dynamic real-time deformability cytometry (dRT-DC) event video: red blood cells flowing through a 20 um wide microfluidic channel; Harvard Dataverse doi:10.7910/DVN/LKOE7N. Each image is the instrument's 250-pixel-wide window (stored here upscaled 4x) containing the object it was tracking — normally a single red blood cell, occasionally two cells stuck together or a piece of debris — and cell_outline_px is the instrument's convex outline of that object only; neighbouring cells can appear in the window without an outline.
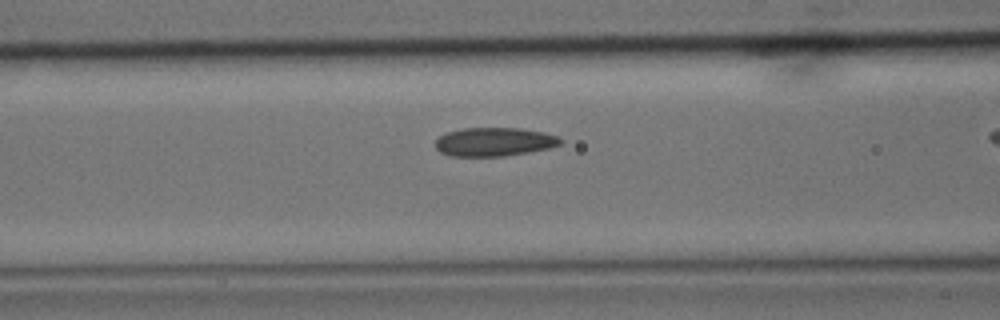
{"species": "common noctule bat (a hibernating species)", "species_latin": "Nyctalus noctula", "temperature_condition": "cold", "stored_images_in_passage": 41, "camera_frame_rate_fps": 3000, "um_per_image_px": 0.085, "animal": {"sex": "male", "body_mass_g": 15.6}, "frame": {"image": 1, "passage_image": 20, "time_ms": 6.333, "image_size_px": [1000, 320], "cell_outline_px": [[564, 140], [560, 144], [548, 148], [528, 152], [504, 156], [448, 156], [440, 152], [436, 148], [436, 140], [440, 136], [448, 132], [464, 128], [520, 128], [544, 132], [556, 136]], "centroid_in_image_um": [42.01, 12.06], "position_along_channel_um": 124.6, "area_um2": 20.81}}
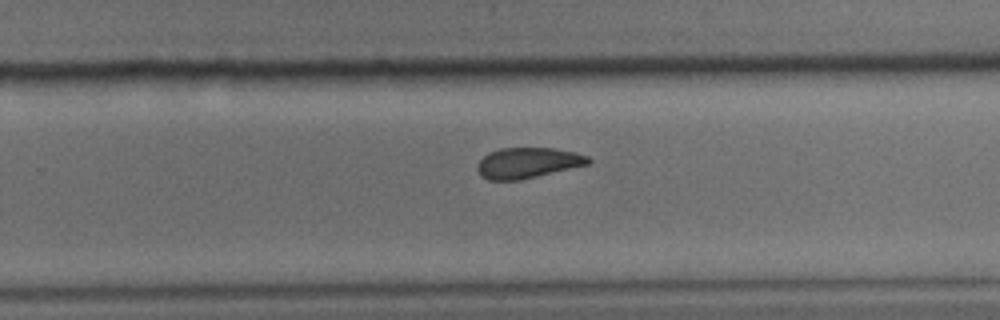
{"frame": {"image": 2, "passage_image": 33, "time_ms": 10.667, "image_size_px": [1000, 320], "cell_outline_px": [[592, 160], [588, 164], [520, 180], [488, 180], [480, 176], [476, 168], [476, 164], [488, 152], [500, 148], [552, 148], [576, 152], [588, 156]], "centroid_in_image_um": [44.82, 13.84], "position_along_channel_um": 285.0, "area_um2": 19.83}}
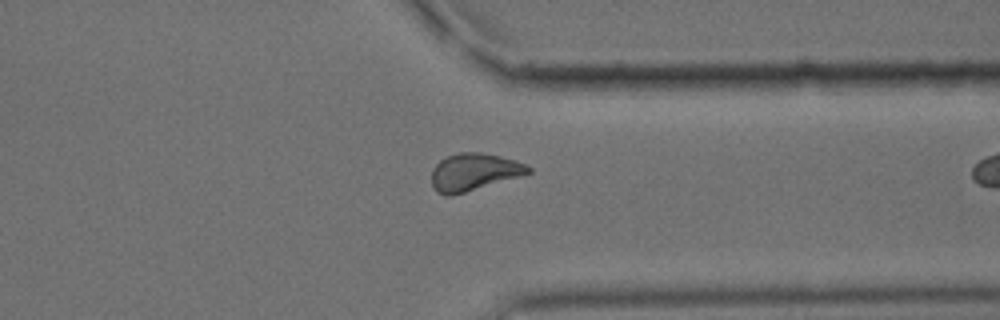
{"frame": {"image": 3, "passage_image": 40, "time_ms": 13.0, "image_size_px": [1000, 320], "cell_outline_px": [[532, 172], [520, 176], [452, 196], [444, 196], [436, 192], [432, 184], [432, 168], [440, 160], [448, 156], [460, 152], [480, 152], [500, 156], [524, 164], [532, 168]], "centroid_in_image_um": [40.25, 14.63], "position_along_channel_um": 371.2, "area_um2": 20.92}}